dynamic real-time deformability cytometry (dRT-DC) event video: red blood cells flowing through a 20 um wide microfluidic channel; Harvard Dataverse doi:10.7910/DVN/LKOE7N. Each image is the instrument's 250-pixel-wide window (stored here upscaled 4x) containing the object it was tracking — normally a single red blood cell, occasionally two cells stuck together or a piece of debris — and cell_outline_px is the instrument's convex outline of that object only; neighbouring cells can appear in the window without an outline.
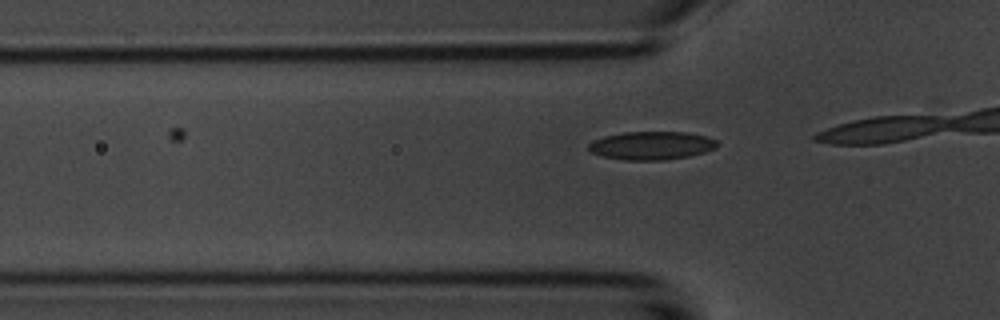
{"species": "common noctule bat (a hibernating species)", "species_latin": "Nyctalus noctula", "temperature_condition": "room temperature", "stored_images_in_passage": 6, "camera_frame_rate_fps": 3000, "um_per_image_px": 0.085, "animal": {"sex": "male", "body_mass_g": 20.1, "forearm_length_mm": 53.5}, "frame": {"image": 1, "passage_image": 6, "time_ms": 6.0, "image_size_px": [1000, 320], "cell_outline_px": [[720, 144], [716, 148], [704, 152], [688, 156], [668, 160], [624, 160], [604, 156], [592, 152], [588, 148], [588, 144], [592, 140], [604, 136], [624, 132], [688, 132], [708, 136], [716, 140]], "centroid_in_image_um": [55.42, 12.36], "position_along_channel_um": 70.4, "area_um2": 21.33}}